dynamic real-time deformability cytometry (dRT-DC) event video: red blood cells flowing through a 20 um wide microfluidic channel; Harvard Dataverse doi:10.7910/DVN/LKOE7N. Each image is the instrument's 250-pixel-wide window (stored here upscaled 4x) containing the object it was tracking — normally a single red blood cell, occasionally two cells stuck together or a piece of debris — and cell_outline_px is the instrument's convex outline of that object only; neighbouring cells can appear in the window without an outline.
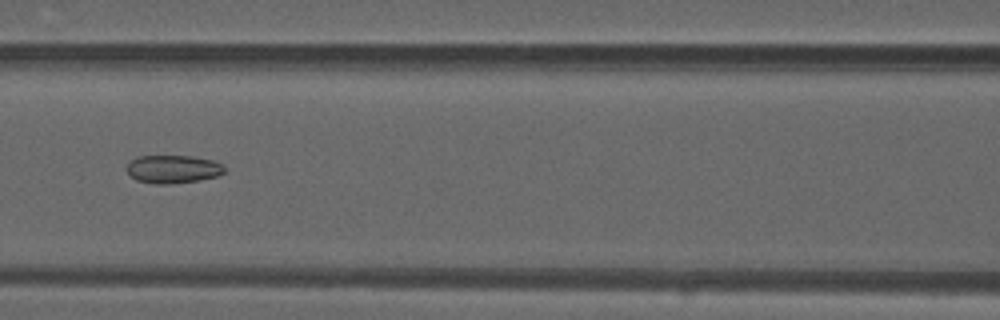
{"species": "common noctule bat (a hibernating species)", "species_latin": "Nyctalus noctula", "temperature_condition": "warm", "stored_images_in_passage": 48, "camera_frame_rate_fps": 3000, "um_per_image_px": 0.085, "animal": {"sex": "male", "forearm_length_mm": 52.5}, "frame": {"image": 1, "passage_image": 21, "time_ms": 6.667, "image_size_px": [1000, 320], "cell_outline_px": [[224, 172], [216, 176], [200, 180], [168, 184], [156, 184], [136, 180], [128, 172], [128, 164], [136, 156], [192, 156], [212, 160], [220, 164], [224, 168]], "centroid_in_image_um": [14.69, 14.37], "position_along_channel_um": 151.9, "area_um2": 15.78}}
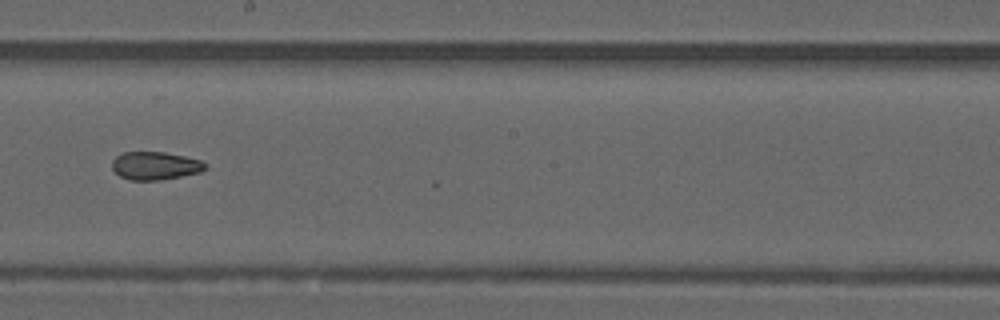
{"frame": {"image": 2, "passage_image": 27, "time_ms": 8.667, "image_size_px": [1000, 320], "cell_outline_px": [[208, 168], [200, 172], [160, 180], [132, 180], [120, 176], [112, 168], [112, 160], [116, 156], [124, 152], [164, 152], [184, 156], [200, 160], [208, 164]], "centroid_in_image_um": [13.21, 14.08], "position_along_channel_um": 235.0, "area_um2": 15.2}}
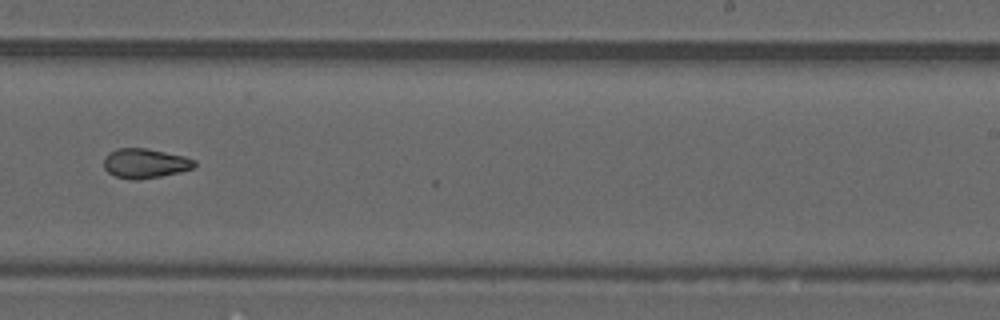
{"frame": {"image": 3, "passage_image": 30, "time_ms": 9.667, "image_size_px": [1000, 320], "cell_outline_px": [[196, 168], [180, 172], [160, 176], [136, 180], [132, 180], [116, 176], [108, 172], [104, 168], [104, 156], [108, 152], [116, 148], [144, 148], [184, 156], [196, 160]], "centroid_in_image_um": [12.33, 13.88], "position_along_channel_um": 276.7, "area_um2": 15.72}, "authors_computed_cell_mechanics": {"area_um2": 16.5597, "velocity_mm_per_s": 4.1846, "shape_relaxation_time_tau1_ms": null, "shape_relaxation_time_tau2_ms": 2.9007, "deformation_change_tau1": null, "deformation_change_tau2": 0.0891}}